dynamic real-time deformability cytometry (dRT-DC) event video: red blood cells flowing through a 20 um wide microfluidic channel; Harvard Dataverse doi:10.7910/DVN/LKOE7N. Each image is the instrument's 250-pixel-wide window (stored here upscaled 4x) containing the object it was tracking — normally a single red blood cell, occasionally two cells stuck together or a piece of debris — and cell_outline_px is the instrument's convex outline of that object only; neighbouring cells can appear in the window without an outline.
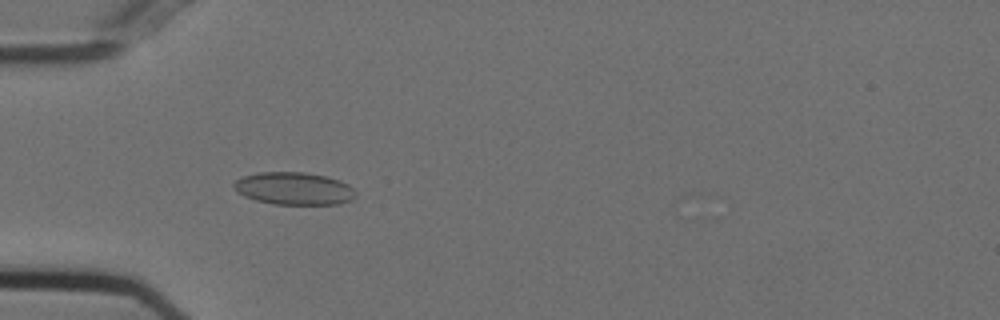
{"species": "Egyptian fruit bat (a non-hibernating species)", "species_latin": "Rousettus aegyptiacus", "temperature_condition": "cold", "stored_images_in_passage": 42, "camera_frame_rate_fps": 3000, "um_per_image_px": 0.085, "animal": {"sex": "female"}, "frame": {"image": 1, "passage_image": 5, "time_ms": 1.333, "image_size_px": [1000, 320], "cell_outline_px": [[356, 196], [352, 200], [336, 204], [272, 204], [256, 200], [244, 196], [236, 192], [232, 184], [236, 180], [244, 176], [260, 172], [304, 172], [324, 176], [340, 180], [348, 184], [356, 192]], "centroid_in_image_um": [24.98, 16.02], "position_along_channel_um": 60.0, "area_um2": 23.12}}
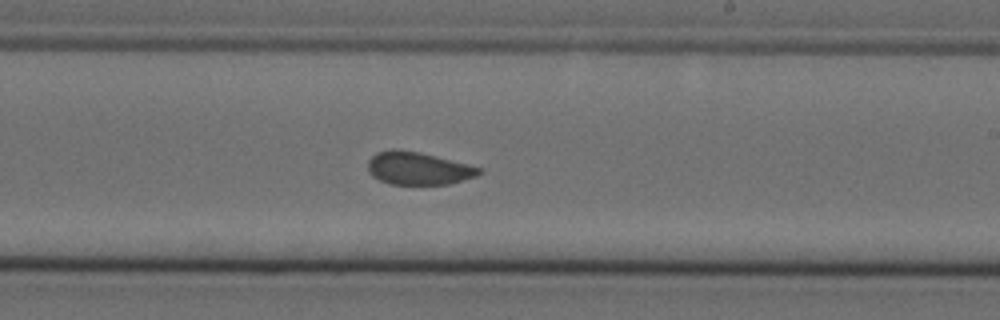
{"frame": {"image": 2, "passage_image": 21, "time_ms": 6.667, "image_size_px": [1000, 320], "cell_outline_px": [[484, 172], [476, 176], [448, 184], [388, 184], [372, 176], [368, 172], [368, 160], [376, 152], [392, 148], [420, 152], [468, 164], [480, 168]], "centroid_in_image_um": [35.52, 14.3], "position_along_channel_um": 253.5, "area_um2": 21.27}}
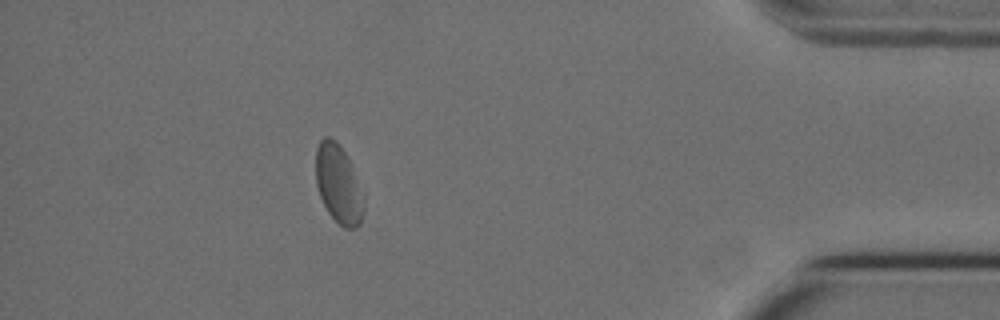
{"frame": {"image": 3, "passage_image": 37, "time_ms": 12.0, "image_size_px": [1000, 320], "cell_outline_px": [[364, 208], [360, 224], [356, 228], [344, 228], [328, 212], [320, 196], [316, 184], [316, 148], [320, 140], [324, 136], [328, 136], [336, 140], [344, 152], [352, 168], [364, 196]], "centroid_in_image_um": [28.76, 15.65], "position_along_channel_um": 406.4, "area_um2": 21.73}}